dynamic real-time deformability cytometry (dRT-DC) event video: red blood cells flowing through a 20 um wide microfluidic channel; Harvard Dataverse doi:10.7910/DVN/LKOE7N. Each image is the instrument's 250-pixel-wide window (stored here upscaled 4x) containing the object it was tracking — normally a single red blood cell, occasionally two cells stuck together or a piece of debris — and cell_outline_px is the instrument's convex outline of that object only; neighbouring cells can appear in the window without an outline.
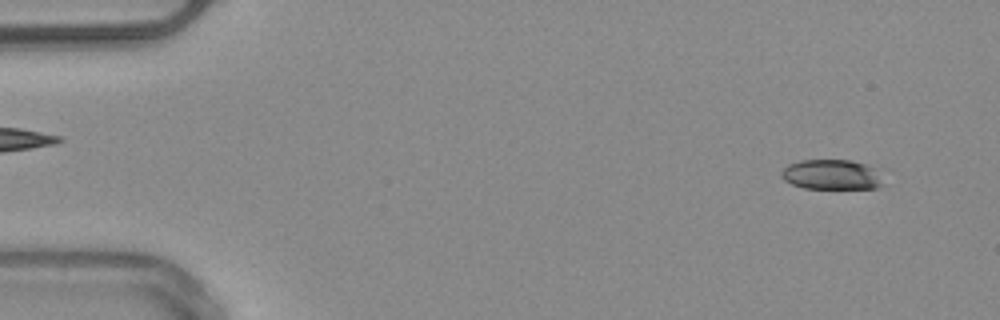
{"species": "common noctule bat (a hibernating species)", "species_latin": "Nyctalus noctula", "temperature_condition": "warm", "stored_images_in_passage": 5, "camera_frame_rate_fps": 3000, "um_per_image_px": 0.085, "animal": {"sex": "male", "body_mass_g": 20.4}, "frame": {"image": 1, "passage_image": 1, "time_ms": 0.0, "image_size_px": [1000, 320], "cell_outline_px": [[892, 168], [880, 184], [876, 188], [804, 188], [792, 184], [784, 180], [780, 176], [780, 172], [788, 164], [800, 160], [852, 160]], "centroid_in_image_um": [70.91, 14.8], "position_along_channel_um": 14.1, "area_um2": 18.96}}